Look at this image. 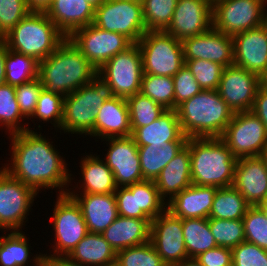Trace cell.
Wrapping results in <instances>:
<instances>
[{
	"mask_svg": "<svg viewBox=\"0 0 267 266\" xmlns=\"http://www.w3.org/2000/svg\"><path fill=\"white\" fill-rule=\"evenodd\" d=\"M267 0H215L212 27L229 36L261 26Z\"/></svg>",
	"mask_w": 267,
	"mask_h": 266,
	"instance_id": "13",
	"label": "cell"
},
{
	"mask_svg": "<svg viewBox=\"0 0 267 266\" xmlns=\"http://www.w3.org/2000/svg\"><path fill=\"white\" fill-rule=\"evenodd\" d=\"M113 97L111 86L96 74L90 83L65 96L60 133L94 137L98 109Z\"/></svg>",
	"mask_w": 267,
	"mask_h": 266,
	"instance_id": "6",
	"label": "cell"
},
{
	"mask_svg": "<svg viewBox=\"0 0 267 266\" xmlns=\"http://www.w3.org/2000/svg\"><path fill=\"white\" fill-rule=\"evenodd\" d=\"M250 205L239 191L232 185L218 188L209 218L224 220H242Z\"/></svg>",
	"mask_w": 267,
	"mask_h": 266,
	"instance_id": "35",
	"label": "cell"
},
{
	"mask_svg": "<svg viewBox=\"0 0 267 266\" xmlns=\"http://www.w3.org/2000/svg\"><path fill=\"white\" fill-rule=\"evenodd\" d=\"M94 12L86 0H53L45 13L69 37L75 30L92 24Z\"/></svg>",
	"mask_w": 267,
	"mask_h": 266,
	"instance_id": "26",
	"label": "cell"
},
{
	"mask_svg": "<svg viewBox=\"0 0 267 266\" xmlns=\"http://www.w3.org/2000/svg\"><path fill=\"white\" fill-rule=\"evenodd\" d=\"M251 111L261 120L267 130V91L258 88Z\"/></svg>",
	"mask_w": 267,
	"mask_h": 266,
	"instance_id": "51",
	"label": "cell"
},
{
	"mask_svg": "<svg viewBox=\"0 0 267 266\" xmlns=\"http://www.w3.org/2000/svg\"><path fill=\"white\" fill-rule=\"evenodd\" d=\"M245 241L267 250V218L257 206H250L243 217Z\"/></svg>",
	"mask_w": 267,
	"mask_h": 266,
	"instance_id": "45",
	"label": "cell"
},
{
	"mask_svg": "<svg viewBox=\"0 0 267 266\" xmlns=\"http://www.w3.org/2000/svg\"><path fill=\"white\" fill-rule=\"evenodd\" d=\"M101 141H106L109 146L104 160L112 170L118 187L143 181L138 146L131 136L107 138Z\"/></svg>",
	"mask_w": 267,
	"mask_h": 266,
	"instance_id": "19",
	"label": "cell"
},
{
	"mask_svg": "<svg viewBox=\"0 0 267 266\" xmlns=\"http://www.w3.org/2000/svg\"><path fill=\"white\" fill-rule=\"evenodd\" d=\"M24 118L26 117L21 113L16 101L15 86L7 83L0 85V126L6 127L5 132H8V135L31 131L29 123L23 122Z\"/></svg>",
	"mask_w": 267,
	"mask_h": 266,
	"instance_id": "36",
	"label": "cell"
},
{
	"mask_svg": "<svg viewBox=\"0 0 267 266\" xmlns=\"http://www.w3.org/2000/svg\"><path fill=\"white\" fill-rule=\"evenodd\" d=\"M105 266H114V263H112V264H109V265H105Z\"/></svg>",
	"mask_w": 267,
	"mask_h": 266,
	"instance_id": "62",
	"label": "cell"
},
{
	"mask_svg": "<svg viewBox=\"0 0 267 266\" xmlns=\"http://www.w3.org/2000/svg\"><path fill=\"white\" fill-rule=\"evenodd\" d=\"M174 82V110L192 98L195 94L200 93L203 89L196 81L191 71L184 65L179 72L173 77Z\"/></svg>",
	"mask_w": 267,
	"mask_h": 266,
	"instance_id": "47",
	"label": "cell"
},
{
	"mask_svg": "<svg viewBox=\"0 0 267 266\" xmlns=\"http://www.w3.org/2000/svg\"><path fill=\"white\" fill-rule=\"evenodd\" d=\"M231 250L232 266H267V250L256 244L244 241Z\"/></svg>",
	"mask_w": 267,
	"mask_h": 266,
	"instance_id": "48",
	"label": "cell"
},
{
	"mask_svg": "<svg viewBox=\"0 0 267 266\" xmlns=\"http://www.w3.org/2000/svg\"><path fill=\"white\" fill-rule=\"evenodd\" d=\"M68 38L96 70L133 44L125 35L109 32L94 24L75 30Z\"/></svg>",
	"mask_w": 267,
	"mask_h": 266,
	"instance_id": "14",
	"label": "cell"
},
{
	"mask_svg": "<svg viewBox=\"0 0 267 266\" xmlns=\"http://www.w3.org/2000/svg\"><path fill=\"white\" fill-rule=\"evenodd\" d=\"M195 258L202 266H232V250L227 247L217 246Z\"/></svg>",
	"mask_w": 267,
	"mask_h": 266,
	"instance_id": "50",
	"label": "cell"
},
{
	"mask_svg": "<svg viewBox=\"0 0 267 266\" xmlns=\"http://www.w3.org/2000/svg\"><path fill=\"white\" fill-rule=\"evenodd\" d=\"M117 252L101 233H88L68 255L85 266H105L116 262Z\"/></svg>",
	"mask_w": 267,
	"mask_h": 266,
	"instance_id": "31",
	"label": "cell"
},
{
	"mask_svg": "<svg viewBox=\"0 0 267 266\" xmlns=\"http://www.w3.org/2000/svg\"><path fill=\"white\" fill-rule=\"evenodd\" d=\"M238 159L259 157L267 150V130L252 112H236L220 137Z\"/></svg>",
	"mask_w": 267,
	"mask_h": 266,
	"instance_id": "10",
	"label": "cell"
},
{
	"mask_svg": "<svg viewBox=\"0 0 267 266\" xmlns=\"http://www.w3.org/2000/svg\"><path fill=\"white\" fill-rule=\"evenodd\" d=\"M132 134L126 98L114 96L98 109L94 124L95 139L129 137Z\"/></svg>",
	"mask_w": 267,
	"mask_h": 266,
	"instance_id": "24",
	"label": "cell"
},
{
	"mask_svg": "<svg viewBox=\"0 0 267 266\" xmlns=\"http://www.w3.org/2000/svg\"><path fill=\"white\" fill-rule=\"evenodd\" d=\"M212 27L210 0H178L170 25L165 30L177 40L205 33Z\"/></svg>",
	"mask_w": 267,
	"mask_h": 266,
	"instance_id": "20",
	"label": "cell"
},
{
	"mask_svg": "<svg viewBox=\"0 0 267 266\" xmlns=\"http://www.w3.org/2000/svg\"><path fill=\"white\" fill-rule=\"evenodd\" d=\"M53 208V230L55 242L53 254L45 257L68 256L75 246L89 233L80 206L68 194H57Z\"/></svg>",
	"mask_w": 267,
	"mask_h": 266,
	"instance_id": "8",
	"label": "cell"
},
{
	"mask_svg": "<svg viewBox=\"0 0 267 266\" xmlns=\"http://www.w3.org/2000/svg\"><path fill=\"white\" fill-rule=\"evenodd\" d=\"M97 70L67 37L38 64V78L47 92L68 96L87 85Z\"/></svg>",
	"mask_w": 267,
	"mask_h": 266,
	"instance_id": "2",
	"label": "cell"
},
{
	"mask_svg": "<svg viewBox=\"0 0 267 266\" xmlns=\"http://www.w3.org/2000/svg\"><path fill=\"white\" fill-rule=\"evenodd\" d=\"M176 111L181 130L188 138L221 137L234 115L217 90H202Z\"/></svg>",
	"mask_w": 267,
	"mask_h": 266,
	"instance_id": "3",
	"label": "cell"
},
{
	"mask_svg": "<svg viewBox=\"0 0 267 266\" xmlns=\"http://www.w3.org/2000/svg\"><path fill=\"white\" fill-rule=\"evenodd\" d=\"M66 38L45 12L30 11L4 35L3 42L7 48L41 62Z\"/></svg>",
	"mask_w": 267,
	"mask_h": 266,
	"instance_id": "5",
	"label": "cell"
},
{
	"mask_svg": "<svg viewBox=\"0 0 267 266\" xmlns=\"http://www.w3.org/2000/svg\"><path fill=\"white\" fill-rule=\"evenodd\" d=\"M260 77L236 65L225 67L218 86L224 102L236 112L251 111Z\"/></svg>",
	"mask_w": 267,
	"mask_h": 266,
	"instance_id": "17",
	"label": "cell"
},
{
	"mask_svg": "<svg viewBox=\"0 0 267 266\" xmlns=\"http://www.w3.org/2000/svg\"><path fill=\"white\" fill-rule=\"evenodd\" d=\"M203 90H217L225 67L209 60H184Z\"/></svg>",
	"mask_w": 267,
	"mask_h": 266,
	"instance_id": "44",
	"label": "cell"
},
{
	"mask_svg": "<svg viewBox=\"0 0 267 266\" xmlns=\"http://www.w3.org/2000/svg\"><path fill=\"white\" fill-rule=\"evenodd\" d=\"M147 31H165L170 25L178 0H141Z\"/></svg>",
	"mask_w": 267,
	"mask_h": 266,
	"instance_id": "39",
	"label": "cell"
},
{
	"mask_svg": "<svg viewBox=\"0 0 267 266\" xmlns=\"http://www.w3.org/2000/svg\"><path fill=\"white\" fill-rule=\"evenodd\" d=\"M209 227L217 246L232 249L245 241L243 220L209 218Z\"/></svg>",
	"mask_w": 267,
	"mask_h": 266,
	"instance_id": "41",
	"label": "cell"
},
{
	"mask_svg": "<svg viewBox=\"0 0 267 266\" xmlns=\"http://www.w3.org/2000/svg\"><path fill=\"white\" fill-rule=\"evenodd\" d=\"M97 74L111 86L114 96L127 98L140 92L143 65L137 43L108 60Z\"/></svg>",
	"mask_w": 267,
	"mask_h": 266,
	"instance_id": "11",
	"label": "cell"
},
{
	"mask_svg": "<svg viewBox=\"0 0 267 266\" xmlns=\"http://www.w3.org/2000/svg\"><path fill=\"white\" fill-rule=\"evenodd\" d=\"M64 98L42 89L38 97L35 112L30 118H36L38 121H43V123L50 121L55 129L58 128L60 130L63 119Z\"/></svg>",
	"mask_w": 267,
	"mask_h": 266,
	"instance_id": "43",
	"label": "cell"
},
{
	"mask_svg": "<svg viewBox=\"0 0 267 266\" xmlns=\"http://www.w3.org/2000/svg\"><path fill=\"white\" fill-rule=\"evenodd\" d=\"M175 266H202L196 258H187L184 259L181 263L176 264Z\"/></svg>",
	"mask_w": 267,
	"mask_h": 266,
	"instance_id": "55",
	"label": "cell"
},
{
	"mask_svg": "<svg viewBox=\"0 0 267 266\" xmlns=\"http://www.w3.org/2000/svg\"><path fill=\"white\" fill-rule=\"evenodd\" d=\"M191 182L194 185H233L237 158L220 137L189 138Z\"/></svg>",
	"mask_w": 267,
	"mask_h": 266,
	"instance_id": "4",
	"label": "cell"
},
{
	"mask_svg": "<svg viewBox=\"0 0 267 266\" xmlns=\"http://www.w3.org/2000/svg\"><path fill=\"white\" fill-rule=\"evenodd\" d=\"M131 128H140L151 124L166 110L141 92L126 98Z\"/></svg>",
	"mask_w": 267,
	"mask_h": 266,
	"instance_id": "38",
	"label": "cell"
},
{
	"mask_svg": "<svg viewBox=\"0 0 267 266\" xmlns=\"http://www.w3.org/2000/svg\"><path fill=\"white\" fill-rule=\"evenodd\" d=\"M150 225L151 219H137L118 215L101 235L117 252L149 242Z\"/></svg>",
	"mask_w": 267,
	"mask_h": 266,
	"instance_id": "29",
	"label": "cell"
},
{
	"mask_svg": "<svg viewBox=\"0 0 267 266\" xmlns=\"http://www.w3.org/2000/svg\"><path fill=\"white\" fill-rule=\"evenodd\" d=\"M186 144L187 142H165V144L138 146L143 180L155 181L163 168Z\"/></svg>",
	"mask_w": 267,
	"mask_h": 266,
	"instance_id": "32",
	"label": "cell"
},
{
	"mask_svg": "<svg viewBox=\"0 0 267 266\" xmlns=\"http://www.w3.org/2000/svg\"><path fill=\"white\" fill-rule=\"evenodd\" d=\"M22 232L10 231L0 237V266H33L44 257V254L37 252L33 259H30V240H27L25 232ZM29 262L33 265H28Z\"/></svg>",
	"mask_w": 267,
	"mask_h": 266,
	"instance_id": "33",
	"label": "cell"
},
{
	"mask_svg": "<svg viewBox=\"0 0 267 266\" xmlns=\"http://www.w3.org/2000/svg\"><path fill=\"white\" fill-rule=\"evenodd\" d=\"M33 130L10 134L11 163L1 167L9 175L32 188L37 194L54 188L59 195L67 194L69 184L73 179L65 157L60 153L53 141L43 137L42 133ZM65 188V189H64Z\"/></svg>",
	"mask_w": 267,
	"mask_h": 266,
	"instance_id": "1",
	"label": "cell"
},
{
	"mask_svg": "<svg viewBox=\"0 0 267 266\" xmlns=\"http://www.w3.org/2000/svg\"><path fill=\"white\" fill-rule=\"evenodd\" d=\"M140 92L165 109H174L175 92L171 76L143 74Z\"/></svg>",
	"mask_w": 267,
	"mask_h": 266,
	"instance_id": "40",
	"label": "cell"
},
{
	"mask_svg": "<svg viewBox=\"0 0 267 266\" xmlns=\"http://www.w3.org/2000/svg\"><path fill=\"white\" fill-rule=\"evenodd\" d=\"M131 129V137L137 146L188 141V137L181 130L177 111L174 109H166L158 119L149 125Z\"/></svg>",
	"mask_w": 267,
	"mask_h": 266,
	"instance_id": "28",
	"label": "cell"
},
{
	"mask_svg": "<svg viewBox=\"0 0 267 266\" xmlns=\"http://www.w3.org/2000/svg\"><path fill=\"white\" fill-rule=\"evenodd\" d=\"M43 86L39 78L15 86L16 101L21 113L27 118L35 112L39 94Z\"/></svg>",
	"mask_w": 267,
	"mask_h": 266,
	"instance_id": "49",
	"label": "cell"
},
{
	"mask_svg": "<svg viewBox=\"0 0 267 266\" xmlns=\"http://www.w3.org/2000/svg\"><path fill=\"white\" fill-rule=\"evenodd\" d=\"M8 48L3 41H0V85L6 83V67L5 60Z\"/></svg>",
	"mask_w": 267,
	"mask_h": 266,
	"instance_id": "53",
	"label": "cell"
},
{
	"mask_svg": "<svg viewBox=\"0 0 267 266\" xmlns=\"http://www.w3.org/2000/svg\"><path fill=\"white\" fill-rule=\"evenodd\" d=\"M33 266H48L46 257L44 256L37 264H35Z\"/></svg>",
	"mask_w": 267,
	"mask_h": 266,
	"instance_id": "60",
	"label": "cell"
},
{
	"mask_svg": "<svg viewBox=\"0 0 267 266\" xmlns=\"http://www.w3.org/2000/svg\"><path fill=\"white\" fill-rule=\"evenodd\" d=\"M137 45L143 74L173 77L185 65L181 41L166 31H147Z\"/></svg>",
	"mask_w": 267,
	"mask_h": 266,
	"instance_id": "7",
	"label": "cell"
},
{
	"mask_svg": "<svg viewBox=\"0 0 267 266\" xmlns=\"http://www.w3.org/2000/svg\"><path fill=\"white\" fill-rule=\"evenodd\" d=\"M92 7H99L105 0H86Z\"/></svg>",
	"mask_w": 267,
	"mask_h": 266,
	"instance_id": "59",
	"label": "cell"
},
{
	"mask_svg": "<svg viewBox=\"0 0 267 266\" xmlns=\"http://www.w3.org/2000/svg\"><path fill=\"white\" fill-rule=\"evenodd\" d=\"M217 189L218 187L191 184L167 202V210L182 220L209 218Z\"/></svg>",
	"mask_w": 267,
	"mask_h": 266,
	"instance_id": "25",
	"label": "cell"
},
{
	"mask_svg": "<svg viewBox=\"0 0 267 266\" xmlns=\"http://www.w3.org/2000/svg\"><path fill=\"white\" fill-rule=\"evenodd\" d=\"M38 64L33 57L8 48L5 60L6 83L16 86L38 78Z\"/></svg>",
	"mask_w": 267,
	"mask_h": 266,
	"instance_id": "37",
	"label": "cell"
},
{
	"mask_svg": "<svg viewBox=\"0 0 267 266\" xmlns=\"http://www.w3.org/2000/svg\"><path fill=\"white\" fill-rule=\"evenodd\" d=\"M48 266H85L77 261H74L69 256H54L46 257Z\"/></svg>",
	"mask_w": 267,
	"mask_h": 266,
	"instance_id": "52",
	"label": "cell"
},
{
	"mask_svg": "<svg viewBox=\"0 0 267 266\" xmlns=\"http://www.w3.org/2000/svg\"><path fill=\"white\" fill-rule=\"evenodd\" d=\"M184 60L203 59L223 67L234 65L233 37L211 27L205 33L181 41Z\"/></svg>",
	"mask_w": 267,
	"mask_h": 266,
	"instance_id": "18",
	"label": "cell"
},
{
	"mask_svg": "<svg viewBox=\"0 0 267 266\" xmlns=\"http://www.w3.org/2000/svg\"><path fill=\"white\" fill-rule=\"evenodd\" d=\"M37 195L0 167V230L21 231Z\"/></svg>",
	"mask_w": 267,
	"mask_h": 266,
	"instance_id": "12",
	"label": "cell"
},
{
	"mask_svg": "<svg viewBox=\"0 0 267 266\" xmlns=\"http://www.w3.org/2000/svg\"><path fill=\"white\" fill-rule=\"evenodd\" d=\"M118 215L153 220L167 209L165 201L152 180H143L126 187H118L114 193Z\"/></svg>",
	"mask_w": 267,
	"mask_h": 266,
	"instance_id": "15",
	"label": "cell"
},
{
	"mask_svg": "<svg viewBox=\"0 0 267 266\" xmlns=\"http://www.w3.org/2000/svg\"><path fill=\"white\" fill-rule=\"evenodd\" d=\"M150 242L167 266H175L188 258L182 219L167 209L151 220Z\"/></svg>",
	"mask_w": 267,
	"mask_h": 266,
	"instance_id": "16",
	"label": "cell"
},
{
	"mask_svg": "<svg viewBox=\"0 0 267 266\" xmlns=\"http://www.w3.org/2000/svg\"><path fill=\"white\" fill-rule=\"evenodd\" d=\"M80 206L88 231L102 233L118 217L116 198L110 194L67 193Z\"/></svg>",
	"mask_w": 267,
	"mask_h": 266,
	"instance_id": "23",
	"label": "cell"
},
{
	"mask_svg": "<svg viewBox=\"0 0 267 266\" xmlns=\"http://www.w3.org/2000/svg\"><path fill=\"white\" fill-rule=\"evenodd\" d=\"M92 24L109 32L121 33L133 43L147 32L142 2L136 0H105L95 8Z\"/></svg>",
	"mask_w": 267,
	"mask_h": 266,
	"instance_id": "9",
	"label": "cell"
},
{
	"mask_svg": "<svg viewBox=\"0 0 267 266\" xmlns=\"http://www.w3.org/2000/svg\"><path fill=\"white\" fill-rule=\"evenodd\" d=\"M97 156V154L93 155L89 154L85 157L81 156L80 160V170L83 181L82 184L78 187L68 188L67 193H80V194H110L115 193L118 186L116 185L115 178L112 170L106 165L105 161ZM79 192H78V189ZM81 190V191H80Z\"/></svg>",
	"mask_w": 267,
	"mask_h": 266,
	"instance_id": "27",
	"label": "cell"
},
{
	"mask_svg": "<svg viewBox=\"0 0 267 266\" xmlns=\"http://www.w3.org/2000/svg\"><path fill=\"white\" fill-rule=\"evenodd\" d=\"M53 0H26L30 11L46 12Z\"/></svg>",
	"mask_w": 267,
	"mask_h": 266,
	"instance_id": "54",
	"label": "cell"
},
{
	"mask_svg": "<svg viewBox=\"0 0 267 266\" xmlns=\"http://www.w3.org/2000/svg\"><path fill=\"white\" fill-rule=\"evenodd\" d=\"M234 65L261 77L267 71V34L262 26L233 36Z\"/></svg>",
	"mask_w": 267,
	"mask_h": 266,
	"instance_id": "21",
	"label": "cell"
},
{
	"mask_svg": "<svg viewBox=\"0 0 267 266\" xmlns=\"http://www.w3.org/2000/svg\"><path fill=\"white\" fill-rule=\"evenodd\" d=\"M233 186L250 206L267 196V165L262 156L238 158Z\"/></svg>",
	"mask_w": 267,
	"mask_h": 266,
	"instance_id": "22",
	"label": "cell"
},
{
	"mask_svg": "<svg viewBox=\"0 0 267 266\" xmlns=\"http://www.w3.org/2000/svg\"><path fill=\"white\" fill-rule=\"evenodd\" d=\"M119 266H167L151 242L117 251Z\"/></svg>",
	"mask_w": 267,
	"mask_h": 266,
	"instance_id": "42",
	"label": "cell"
},
{
	"mask_svg": "<svg viewBox=\"0 0 267 266\" xmlns=\"http://www.w3.org/2000/svg\"><path fill=\"white\" fill-rule=\"evenodd\" d=\"M266 5L264 7V11H263V17H262V24L261 26L263 27V29L266 31L267 34V9H266Z\"/></svg>",
	"mask_w": 267,
	"mask_h": 266,
	"instance_id": "57",
	"label": "cell"
},
{
	"mask_svg": "<svg viewBox=\"0 0 267 266\" xmlns=\"http://www.w3.org/2000/svg\"><path fill=\"white\" fill-rule=\"evenodd\" d=\"M260 85L267 91V71L260 77Z\"/></svg>",
	"mask_w": 267,
	"mask_h": 266,
	"instance_id": "58",
	"label": "cell"
},
{
	"mask_svg": "<svg viewBox=\"0 0 267 266\" xmlns=\"http://www.w3.org/2000/svg\"><path fill=\"white\" fill-rule=\"evenodd\" d=\"M183 236L188 258L217 247L210 227L209 218H187L182 220Z\"/></svg>",
	"mask_w": 267,
	"mask_h": 266,
	"instance_id": "34",
	"label": "cell"
},
{
	"mask_svg": "<svg viewBox=\"0 0 267 266\" xmlns=\"http://www.w3.org/2000/svg\"><path fill=\"white\" fill-rule=\"evenodd\" d=\"M257 207L261 210L264 216L267 218V196H265L258 204Z\"/></svg>",
	"mask_w": 267,
	"mask_h": 266,
	"instance_id": "56",
	"label": "cell"
},
{
	"mask_svg": "<svg viewBox=\"0 0 267 266\" xmlns=\"http://www.w3.org/2000/svg\"><path fill=\"white\" fill-rule=\"evenodd\" d=\"M261 156L263 157L267 165V150Z\"/></svg>",
	"mask_w": 267,
	"mask_h": 266,
	"instance_id": "61",
	"label": "cell"
},
{
	"mask_svg": "<svg viewBox=\"0 0 267 266\" xmlns=\"http://www.w3.org/2000/svg\"><path fill=\"white\" fill-rule=\"evenodd\" d=\"M154 182L160 196L167 202L192 184L189 138L186 146L163 168Z\"/></svg>",
	"mask_w": 267,
	"mask_h": 266,
	"instance_id": "30",
	"label": "cell"
},
{
	"mask_svg": "<svg viewBox=\"0 0 267 266\" xmlns=\"http://www.w3.org/2000/svg\"><path fill=\"white\" fill-rule=\"evenodd\" d=\"M29 12L26 0H0V41Z\"/></svg>",
	"mask_w": 267,
	"mask_h": 266,
	"instance_id": "46",
	"label": "cell"
}]
</instances>
